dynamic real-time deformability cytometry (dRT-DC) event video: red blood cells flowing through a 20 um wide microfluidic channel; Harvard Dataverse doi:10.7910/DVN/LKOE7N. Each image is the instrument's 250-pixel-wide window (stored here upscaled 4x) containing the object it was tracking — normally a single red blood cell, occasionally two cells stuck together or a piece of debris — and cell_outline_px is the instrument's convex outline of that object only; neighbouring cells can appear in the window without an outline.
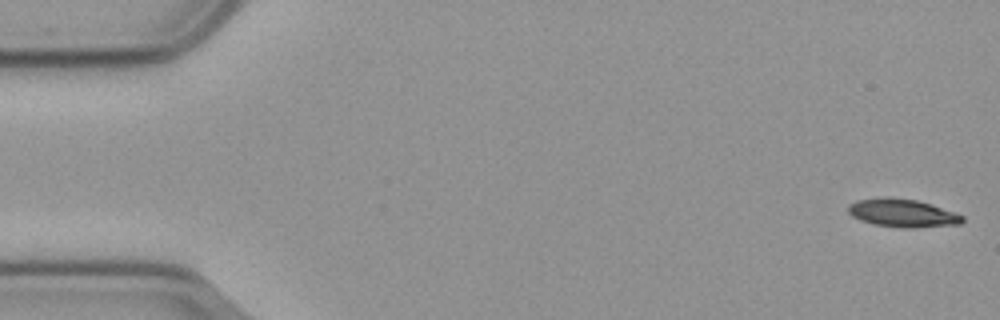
{"species": "common noctule bat (a hibernating species)", "species_latin": "Nyctalus noctula", "temperature_condition": "cold", "stored_images_in_passage": 57, "camera_frame_rate_fps": 3000, "um_per_image_px": 0.085, "animal": {"sex": "male", "body_mass_g": 23.1, "forearm_length_mm": 52.7}, "frame": {"image": 1, "passage_image": 1, "time_ms": 0.0, "image_size_px": [1000, 320], "cell_outline_px": [[964, 220], [960, 224], [916, 228], [900, 228], [872, 224], [860, 220], [852, 216], [848, 212], [848, 204], [856, 200], [888, 196], [916, 200], [964, 216]], "centroid_in_image_um": [76.65, 18.12], "position_along_channel_um": 8.3, "area_um2": 18.73}}
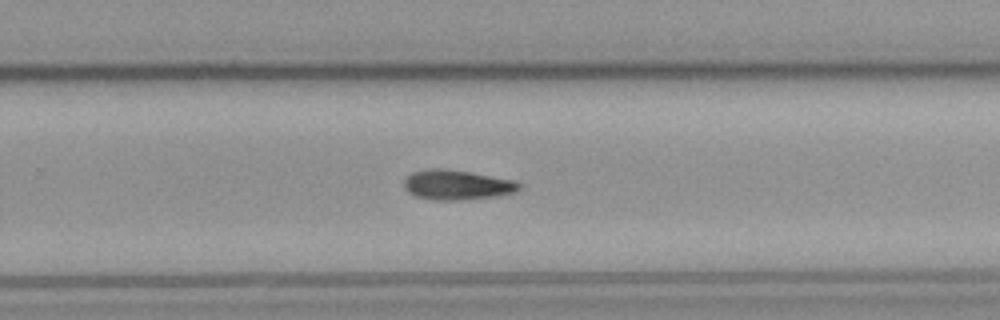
{"frame": {"image": 2, "passage_image": 36, "time_ms": 11.667, "image_size_px": [1000, 320], "cell_outline_px": [[520, 188], [516, 192], [496, 196], [460, 200], [436, 200], [416, 196], [408, 192], [404, 188], [404, 180], [412, 172], [472, 172], [516, 180], [520, 184]], "centroid_in_image_um": [38.94, 15.77], "position_along_channel_um": 290.9, "area_um2": 19.07}}
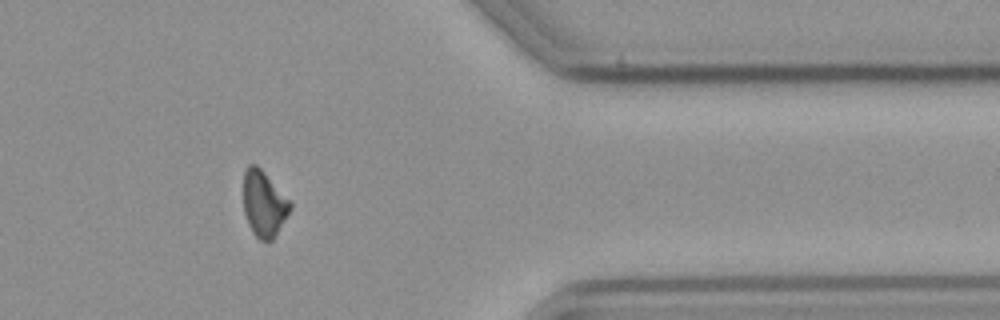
{"frame": {"image": 3, "passage_image": 46, "time_ms": 15.0, "image_size_px": [1000, 320], "cell_outline_px": [[292, 208], [272, 240], [268, 244], [260, 240], [252, 232], [248, 224], [244, 212], [244, 172], [248, 164], [256, 164], [260, 168], [292, 204]], "centroid_in_image_um": [22.41, 17.35], "position_along_channel_um": 389.0, "area_um2": 17.74}, "authors_computed_cell_mechanics": {"area_um2": 18.9006, "velocity_mm_per_s": 3.6013, "shape_relaxation_time_tau1_ms": 4.9345, "shape_relaxation_time_tau2_ms": null, "deformation_change_tau1": 0.1181, "deformation_change_tau2": null}}